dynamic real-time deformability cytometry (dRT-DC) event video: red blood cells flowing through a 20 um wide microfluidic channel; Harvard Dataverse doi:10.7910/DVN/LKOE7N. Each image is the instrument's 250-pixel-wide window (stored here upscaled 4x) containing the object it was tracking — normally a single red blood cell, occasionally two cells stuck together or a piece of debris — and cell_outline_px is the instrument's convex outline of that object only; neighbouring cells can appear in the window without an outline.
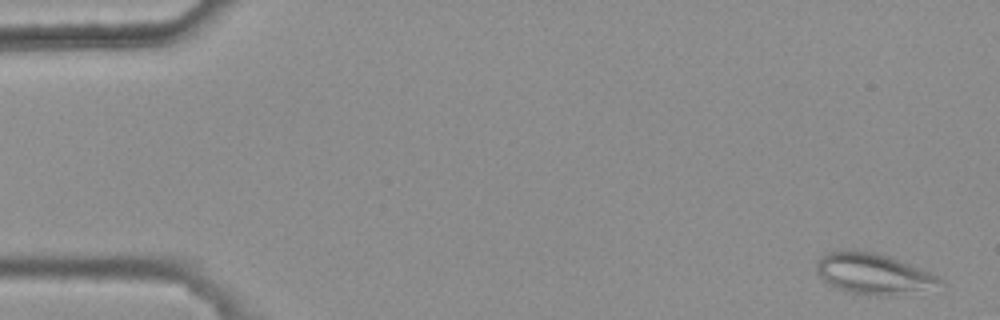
{"species": "common noctule bat (a hibernating species)", "species_latin": "Nyctalus noctula", "temperature_condition": "warm", "stored_images_in_passage": 15, "camera_frame_rate_fps": 3000, "um_per_image_px": 0.085, "animal": {"sex": "female", "body_mass_g": 25.1}, "frame": {"image": 1, "passage_image": 1, "time_ms": 0.0, "image_size_px": [1000, 320], "cell_outline_px": [[944, 284], [888, 296], [880, 296], [852, 292], [836, 288], [828, 284], [816, 272], [816, 260], [820, 256], [828, 252], [844, 248], [856, 248], [876, 252], [892, 256], [940, 276], [944, 280]], "centroid_in_image_um": [74.18, 23.2], "position_along_channel_um": 10.8, "area_um2": 29.77}}
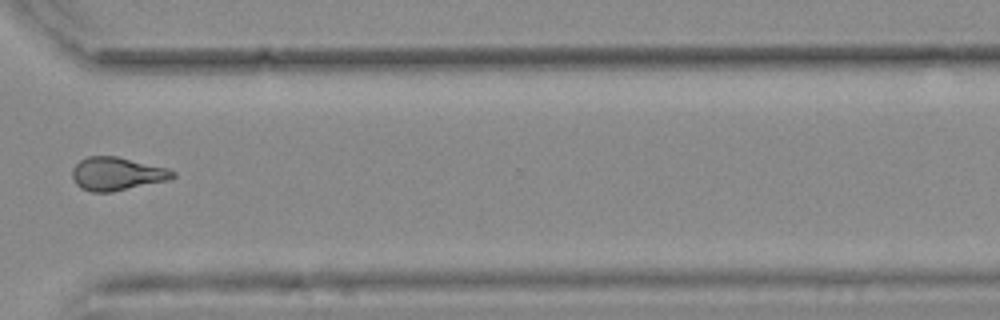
{"frame": {"image": 2, "passage_image": 14, "time_ms": 4.333, "image_size_px": [1000, 320], "cell_outline_px": [[176, 176], [168, 180], [112, 192], [92, 192], [80, 188], [76, 184], [72, 176], [72, 168], [80, 160], [88, 156], [116, 156], [168, 168], [176, 172]], "centroid_in_image_um": [9.93, 14.77], "position_along_channel_um": 360.7, "area_um2": 19.48}}